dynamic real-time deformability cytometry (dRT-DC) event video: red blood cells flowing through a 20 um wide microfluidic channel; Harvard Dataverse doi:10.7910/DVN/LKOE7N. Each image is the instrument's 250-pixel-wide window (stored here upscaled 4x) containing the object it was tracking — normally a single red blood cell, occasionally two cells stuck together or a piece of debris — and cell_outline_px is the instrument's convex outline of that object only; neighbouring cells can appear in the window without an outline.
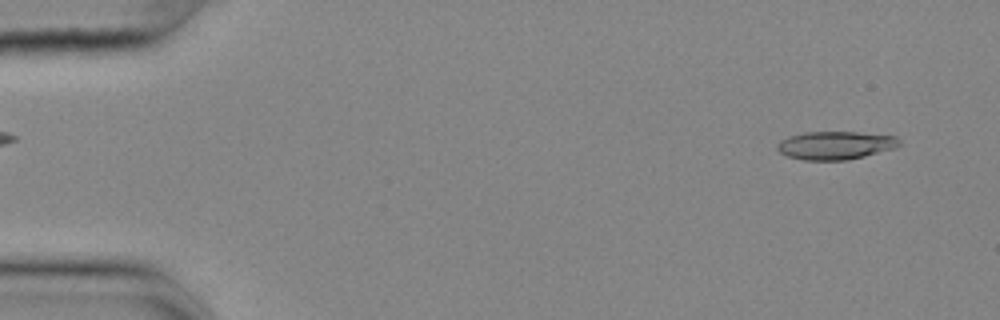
{"species": "common noctule bat (a hibernating species)", "species_latin": "Nyctalus noctula", "temperature_condition": "cold", "stored_images_in_passage": 52, "camera_frame_rate_fps": 3000, "um_per_image_px": 0.085, "animal": {"sex": "female", "body_mass_g": 25.1}, "frame": {"image": 1, "passage_image": 3, "time_ms": 0.667, "image_size_px": [1000, 320], "cell_outline_px": [[900, 144], [896, 148], [848, 160], [804, 160], [788, 156], [780, 152], [776, 148], [776, 144], [780, 140], [788, 136], [804, 132], [856, 132], [896, 136], [900, 140]], "centroid_in_image_um": [71.0, 12.35], "position_along_channel_um": 14.0, "area_um2": 20.11}}
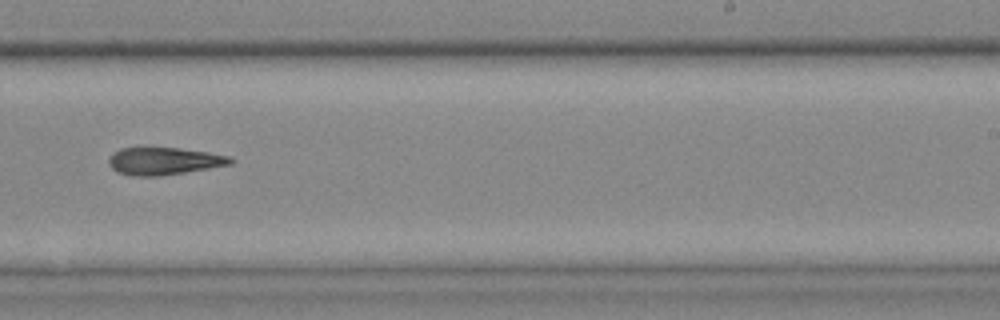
{"frame": {"image": 2, "passage_image": 34, "time_ms": 11.0, "image_size_px": [1000, 320], "cell_outline_px": [[236, 160], [232, 164], [160, 176], [132, 176], [116, 172], [108, 164], [108, 156], [112, 152], [120, 148], [180, 148], [208, 152], [232, 156]], "centroid_in_image_um": [13.93, 13.69], "position_along_channel_um": 275.1, "area_um2": 19.65}}
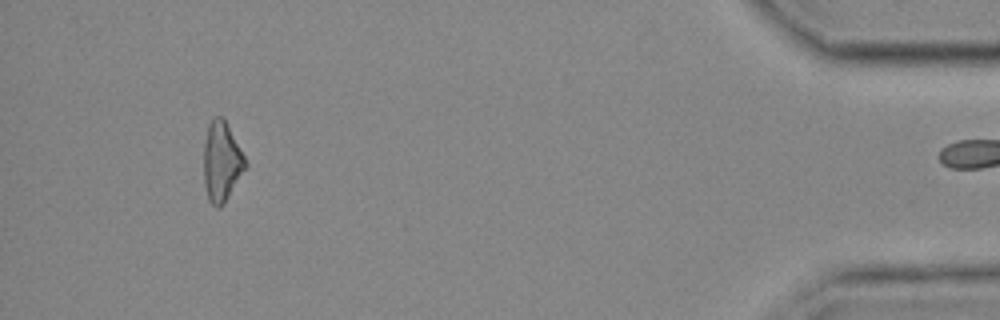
{"frame": {"image": 3, "passage_image": 51, "time_ms": 16.667, "image_size_px": [1000, 320], "cell_outline_px": [[248, 164], [224, 204], [220, 208], [216, 208], [208, 200], [204, 184], [204, 144], [208, 124], [216, 116], [224, 116]], "centroid_in_image_um": [18.83, 13.74], "position_along_channel_um": 416.4, "area_um2": 19.42}}